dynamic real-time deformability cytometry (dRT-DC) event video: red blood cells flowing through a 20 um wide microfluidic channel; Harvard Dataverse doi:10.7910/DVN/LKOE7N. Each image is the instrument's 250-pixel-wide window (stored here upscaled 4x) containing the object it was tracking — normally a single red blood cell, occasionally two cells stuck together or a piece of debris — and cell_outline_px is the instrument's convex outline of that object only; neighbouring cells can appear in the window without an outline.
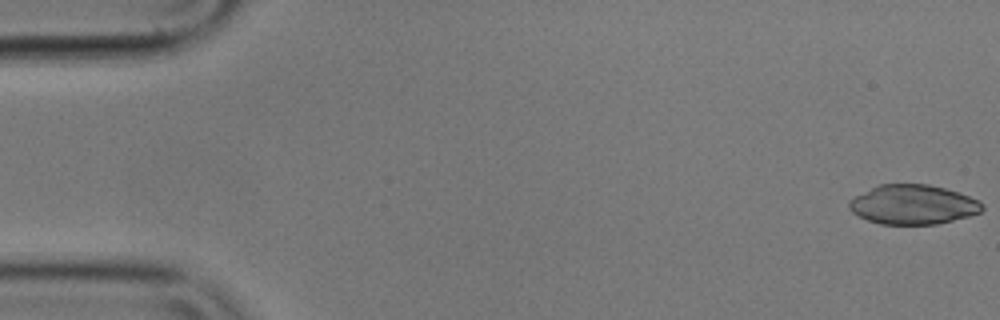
{"species": "common noctule bat (a hibernating species)", "species_latin": "Nyctalus noctula", "temperature_condition": "cold", "stored_images_in_passage": 56, "camera_frame_rate_fps": 3000, "um_per_image_px": 0.085, "animal": {"sex": "male", "body_mass_g": 17.9}, "frame": {"image": 1, "passage_image": 1, "time_ms": 0.0, "image_size_px": [1000, 320], "cell_outline_px": [[984, 208], [980, 212], [968, 216], [936, 224], [880, 224], [868, 220], [852, 212], [848, 208], [848, 200], [880, 184], [928, 184], [944, 188], [980, 200], [984, 204]], "centroid_in_image_um": [77.61, 17.39], "position_along_channel_um": 7.4, "area_um2": 30.4}}